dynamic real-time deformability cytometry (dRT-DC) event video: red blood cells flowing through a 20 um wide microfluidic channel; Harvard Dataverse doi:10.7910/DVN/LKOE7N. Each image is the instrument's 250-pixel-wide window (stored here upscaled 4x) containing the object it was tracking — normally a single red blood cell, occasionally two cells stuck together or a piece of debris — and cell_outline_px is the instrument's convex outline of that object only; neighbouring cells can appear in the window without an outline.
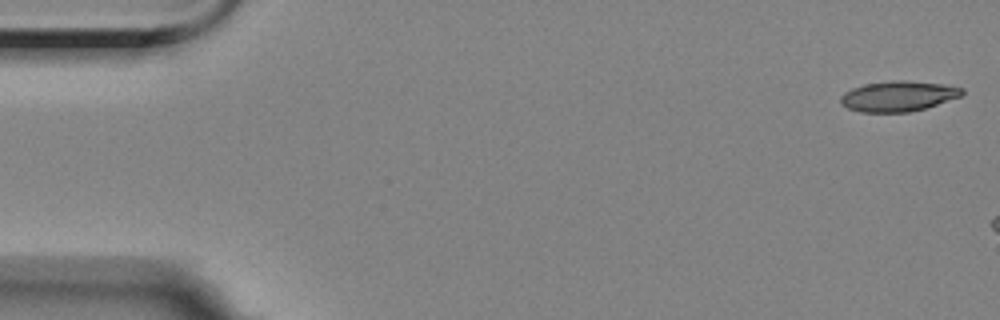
{"species": "Egyptian fruit bat (a non-hibernating species)", "species_latin": "Rousettus aegyptiacus", "temperature_condition": "room temperature", "stored_images_in_passage": 7, "camera_frame_rate_fps": 3000, "um_per_image_px": 0.085, "animal": {"sex": "female"}, "frame": {"image": 1, "passage_image": 1, "time_ms": 0.0, "image_size_px": [1000, 320], "cell_outline_px": [[964, 92], [960, 96], [924, 108], [908, 112], [860, 112], [848, 108], [840, 104], [840, 96], [844, 92], [852, 88], [864, 84], [892, 80], [904, 80], [944, 84], [964, 88]], "centroid_in_image_um": [76.31, 8.16], "position_along_channel_um": 8.7, "area_um2": 21.44}}